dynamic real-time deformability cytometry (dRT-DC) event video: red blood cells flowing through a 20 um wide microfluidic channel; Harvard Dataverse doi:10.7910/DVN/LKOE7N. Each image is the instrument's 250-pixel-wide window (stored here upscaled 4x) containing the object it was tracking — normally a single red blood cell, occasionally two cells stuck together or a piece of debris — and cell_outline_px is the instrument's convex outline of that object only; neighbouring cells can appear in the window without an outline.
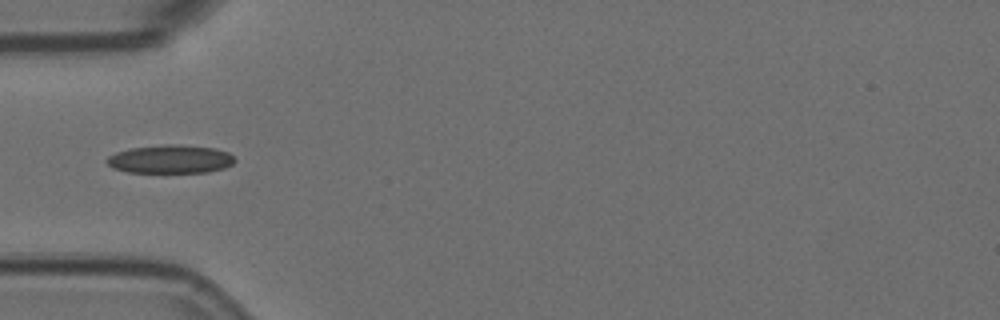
{"species": "Egyptian fruit bat (a non-hibernating species)", "species_latin": "Rousettus aegyptiacus", "temperature_condition": "room temperature", "stored_images_in_passage": 1, "camera_frame_rate_fps": 3000, "um_per_image_px": 0.085, "animal": {"sex": "female"}, "frame": {"image": 1, "passage_image": 1, "time_ms": 0.0, "image_size_px": [1000, 320], "cell_outline_px": [[236, 160], [232, 164], [224, 168], [208, 172], [128, 172], [112, 168], [104, 160], [108, 156], [116, 152], [132, 148], [164, 144], [168, 144], [216, 148], [228, 152]], "centroid_in_image_um": [14.47, 13.53], "position_along_channel_um": 70.5, "area_um2": 21.1}}